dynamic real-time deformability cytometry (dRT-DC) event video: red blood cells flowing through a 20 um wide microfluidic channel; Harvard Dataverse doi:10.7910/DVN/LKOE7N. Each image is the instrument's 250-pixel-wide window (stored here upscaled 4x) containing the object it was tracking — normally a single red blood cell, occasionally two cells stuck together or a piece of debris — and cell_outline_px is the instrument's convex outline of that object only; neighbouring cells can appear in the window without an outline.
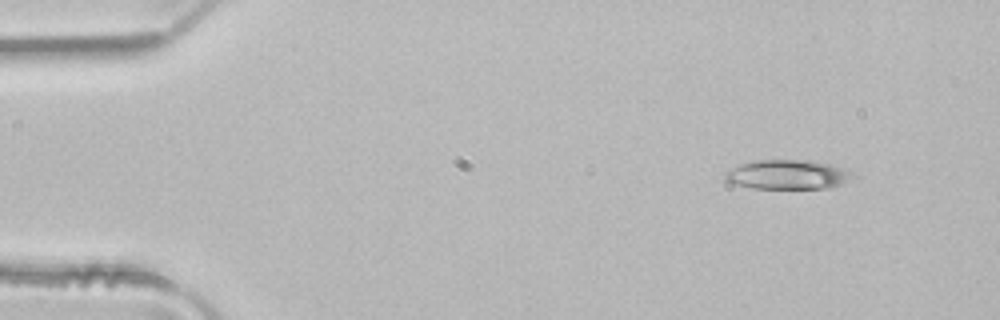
{"species": "common noctule bat (a hibernating species)", "species_latin": "Nyctalus noctula", "temperature_condition": "room temperature", "stored_images_in_passage": 5, "camera_frame_rate_fps": 3000, "um_per_image_px": 0.085, "animal": {"sex": "male", "body_mass_g": 21.5, "forearm_length_mm": 52.0}, "frame": {"image": 1, "passage_image": 1, "time_ms": 0.0, "image_size_px": [1000, 320], "cell_outline_px": [[856, 176], [844, 184], [828, 188], [752, 188], [732, 184], [724, 180], [724, 172], [740, 164], [756, 160], [804, 160], [828, 164], [852, 172]], "centroid_in_image_um": [66.92, 14.85], "position_along_channel_um": 18.1, "area_um2": 21.85}}
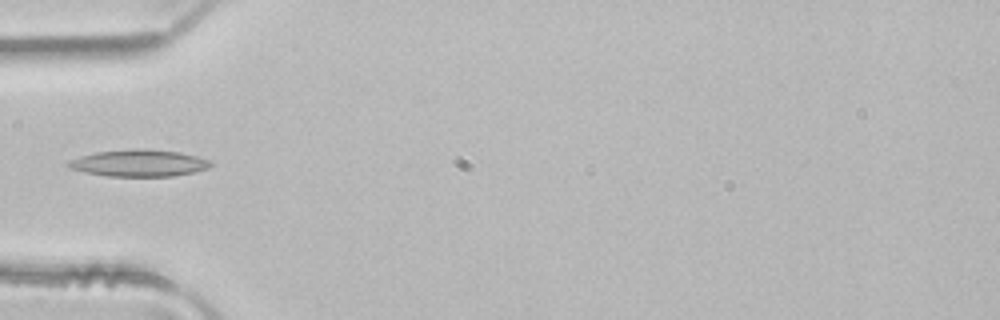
{"frame": {"image": 2, "passage_image": 4, "time_ms": 1.0, "image_size_px": [1000, 320], "cell_outline_px": [[216, 164], [208, 168], [192, 172], [172, 176], [108, 176], [68, 168], [68, 164], [72, 160], [80, 156], [96, 152], [136, 148], [148, 148], [180, 152], [196, 156], [208, 160]], "centroid_in_image_um": [11.86, 13.85], "position_along_channel_um": 73.1, "area_um2": 22.14}}
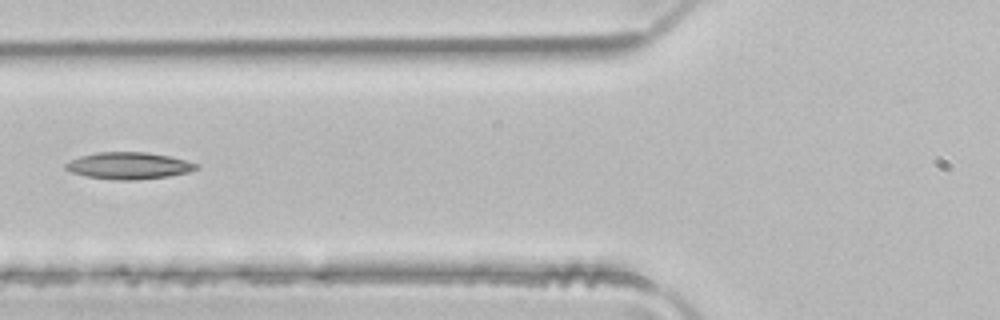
{"frame": {"image": 3, "passage_image": 5, "time_ms": 1.333, "image_size_px": [1000, 320], "cell_outline_px": [[200, 168], [188, 172], [168, 176], [136, 180], [116, 180], [88, 176], [72, 172], [64, 168], [64, 164], [80, 156], [96, 152], [148, 152], [168, 156], [200, 164]], "centroid_in_image_um": [10.97, 14.08], "position_along_channel_um": 114.8, "area_um2": 20.35}}